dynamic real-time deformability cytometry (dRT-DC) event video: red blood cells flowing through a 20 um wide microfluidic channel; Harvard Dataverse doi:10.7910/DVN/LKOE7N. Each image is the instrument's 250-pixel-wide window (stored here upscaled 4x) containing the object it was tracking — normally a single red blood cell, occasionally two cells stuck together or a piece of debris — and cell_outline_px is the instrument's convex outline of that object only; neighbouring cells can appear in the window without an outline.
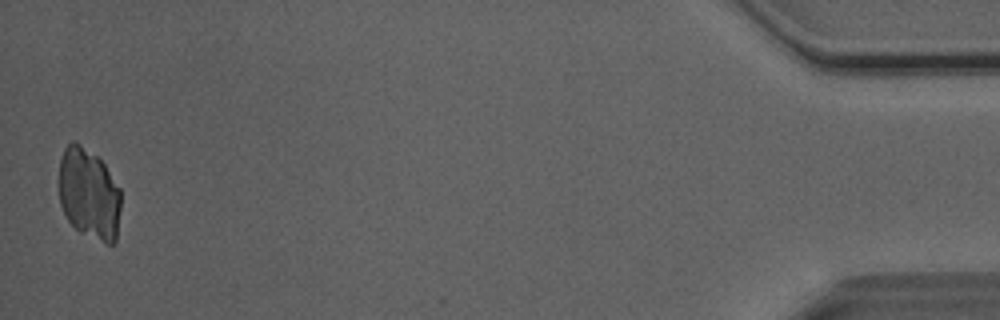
{"species": "Egyptian fruit bat (a non-hibernating species)", "species_latin": "Rousettus aegyptiacus", "temperature_condition": "room temperature", "stored_images_in_passage": 50, "camera_frame_rate_fps": 3000, "um_per_image_px": 0.085, "animal": {"sex": "male"}, "frame": {"image": 1, "passage_image": 50, "time_ms": 16.333, "image_size_px": [1000, 320], "cell_outline_px": [[120, 208], [116, 240], [112, 244], [108, 244], [80, 232], [68, 220], [60, 204], [60, 160], [64, 148], [72, 140], [80, 144], [96, 156], [104, 164], [120, 188]], "centroid_in_image_um": [7.57, 16.47], "position_along_channel_um": 427.6, "area_um2": 32.6}}